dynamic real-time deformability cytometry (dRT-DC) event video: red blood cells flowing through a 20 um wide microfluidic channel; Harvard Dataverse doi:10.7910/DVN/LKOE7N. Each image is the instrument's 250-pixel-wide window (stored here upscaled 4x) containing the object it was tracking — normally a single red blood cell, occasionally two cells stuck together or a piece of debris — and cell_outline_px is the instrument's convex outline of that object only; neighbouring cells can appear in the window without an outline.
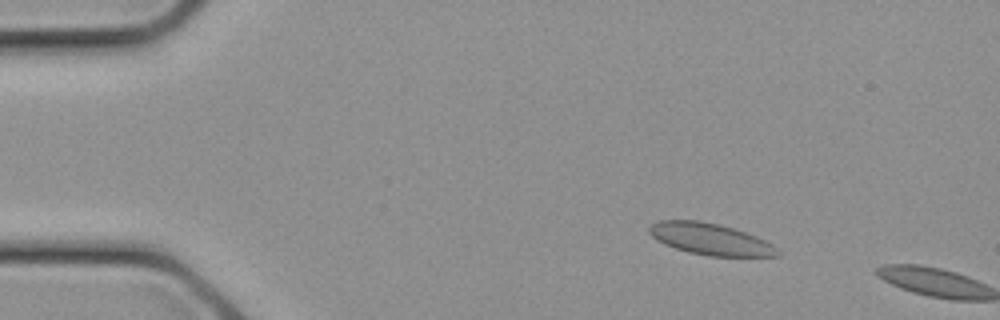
{"species": "common noctule bat (a hibernating species)", "species_latin": "Nyctalus noctula", "temperature_condition": "cold", "stored_images_in_passage": 4, "camera_frame_rate_fps": 3000, "um_per_image_px": 0.085, "animal": {"sex": "female", "body_mass_g": 21.9}, "frame": {"image": 1, "passage_image": 3, "time_ms": 0.667, "image_size_px": [1000, 320], "cell_outline_px": [[780, 256], [708, 256], [688, 252], [664, 244], [656, 240], [648, 232], [648, 228], [656, 220], [700, 220], [720, 224], [756, 236], [772, 244], [780, 252]], "centroid_in_image_um": [60.34, 20.31], "position_along_channel_um": 24.7, "area_um2": 23.64}}